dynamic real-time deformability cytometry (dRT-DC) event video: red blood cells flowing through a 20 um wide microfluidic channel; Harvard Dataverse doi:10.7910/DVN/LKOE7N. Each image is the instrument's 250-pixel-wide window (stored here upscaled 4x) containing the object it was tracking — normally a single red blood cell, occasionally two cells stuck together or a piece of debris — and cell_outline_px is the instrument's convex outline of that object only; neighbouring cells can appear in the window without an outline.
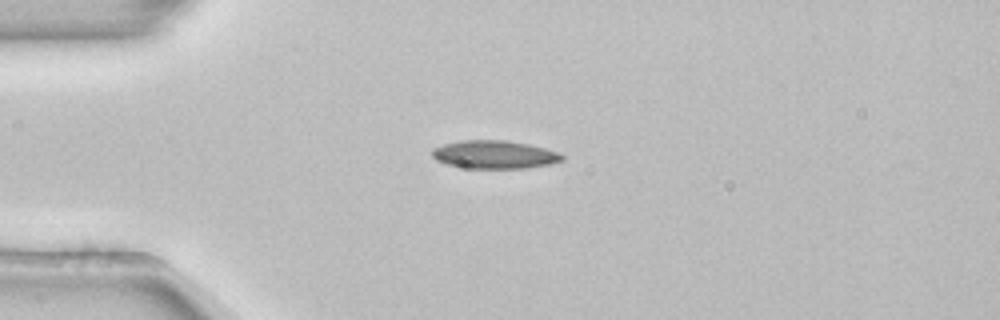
{"species": "common noctule bat (a hibernating species)", "species_latin": "Nyctalus noctula", "temperature_condition": "room temperature", "stored_images_in_passage": 41, "camera_frame_rate_fps": 3000, "um_per_image_px": 0.085, "animal": {"sex": "female", "body_mass_g": 22.7, "forearm_length_mm": 54.2}, "frame": {"image": 1, "passage_image": 1, "time_ms": 0.0, "image_size_px": [1000, 320], "cell_outline_px": [[564, 160], [548, 164], [528, 168], [468, 168], [448, 164], [436, 160], [432, 156], [432, 148], [444, 144], [460, 140], [504, 140], [528, 144], [544, 148], [556, 152], [564, 156]], "centroid_in_image_um": [42.01, 13.13], "position_along_channel_um": 43.0, "area_um2": 21.15}}
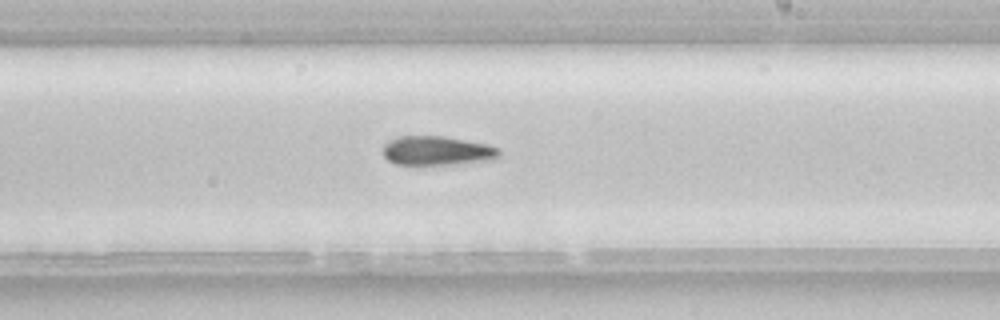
{"frame": {"image": 2, "passage_image": 19, "time_ms": 6.0, "image_size_px": [1000, 320], "cell_outline_px": [[500, 156], [496, 160], [456, 164], [396, 164], [388, 160], [384, 156], [384, 144], [388, 140], [396, 136], [440, 136], [464, 140], [484, 144], [500, 148]], "centroid_in_image_um": [37.17, 12.81], "position_along_channel_um": 251.8, "area_um2": 19.77}}
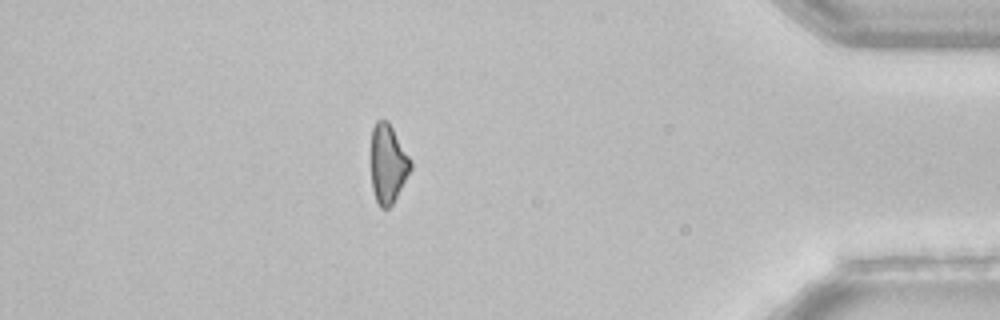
{"frame": {"image": 3, "passage_image": 34, "time_ms": 11.0, "image_size_px": [1000, 320], "cell_outline_px": [[412, 168], [392, 204], [388, 208], [380, 208], [376, 200], [372, 188], [372, 128], [376, 120], [388, 120], [412, 160]], "centroid_in_image_um": [32.99, 13.9], "position_along_channel_um": 402.2, "area_um2": 18.09}, "authors_computed_cell_mechanics": {"area_um2": 19.941, "velocity_mm_per_s": 3.8757, "shape_relaxation_time_tau1_ms": 5.6066, "shape_relaxation_time_tau2_ms": null, "deformation_change_tau1": 0.1338, "deformation_change_tau2": null}}